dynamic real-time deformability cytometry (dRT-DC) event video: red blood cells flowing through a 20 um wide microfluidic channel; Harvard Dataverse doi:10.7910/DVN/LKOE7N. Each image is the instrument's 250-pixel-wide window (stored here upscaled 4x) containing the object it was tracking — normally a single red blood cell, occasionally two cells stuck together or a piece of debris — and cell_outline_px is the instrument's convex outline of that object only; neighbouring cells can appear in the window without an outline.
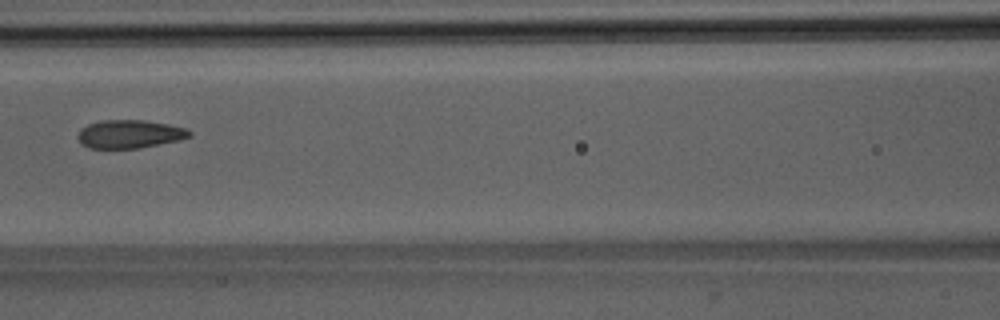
{"species": "Egyptian fruit bat (a non-hibernating species)", "species_latin": "Rousettus aegyptiacus", "temperature_condition": "room temperature", "stored_images_in_passage": 7, "camera_frame_rate_fps": 3000, "um_per_image_px": 0.085, "animal": {"sex": "male"}, "frame": {"image": 1, "passage_image": 7, "time_ms": 7.333, "image_size_px": [1000, 320], "cell_outline_px": [[192, 136], [180, 140], [140, 148], [88, 148], [80, 144], [76, 136], [80, 128], [88, 124], [100, 120], [144, 120], [168, 124], [188, 128], [192, 132]], "centroid_in_image_um": [11.01, 11.39], "position_along_channel_um": 155.6, "area_um2": 18.73}}